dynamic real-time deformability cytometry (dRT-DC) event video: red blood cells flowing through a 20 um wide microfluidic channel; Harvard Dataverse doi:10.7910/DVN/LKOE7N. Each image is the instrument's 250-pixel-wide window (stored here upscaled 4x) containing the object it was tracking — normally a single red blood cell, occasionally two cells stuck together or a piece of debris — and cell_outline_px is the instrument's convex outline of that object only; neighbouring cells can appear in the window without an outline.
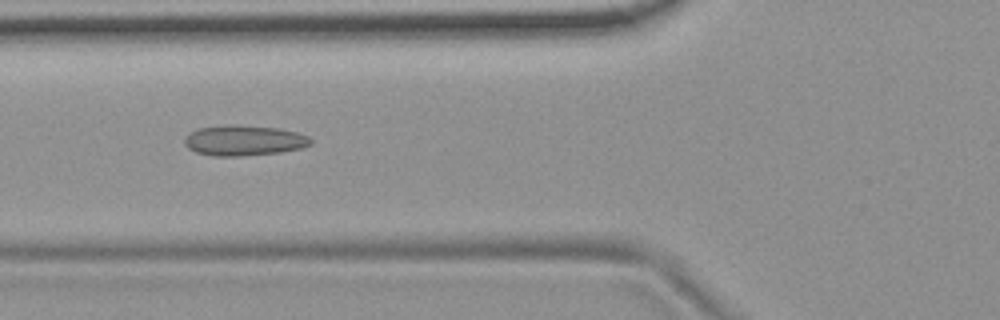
{"species": "common noctule bat (a hibernating species)", "species_latin": "Nyctalus noctula", "temperature_condition": "room temperature", "stored_images_in_passage": 54, "camera_frame_rate_fps": 3000, "um_per_image_px": 0.085, "animal": {"sex": "female", "body_mass_g": 19.9}, "frame": {"image": 1, "passage_image": 20, "time_ms": 6.333, "image_size_px": [1000, 320], "cell_outline_px": [[312, 144], [300, 148], [280, 152], [236, 156], [212, 156], [196, 152], [188, 148], [184, 144], [184, 140], [192, 132], [200, 128], [228, 124], [232, 124], [276, 128], [296, 132], [308, 136], [312, 140]], "centroid_in_image_um": [20.74, 11.94], "position_along_channel_um": 105.1, "area_um2": 22.14}}
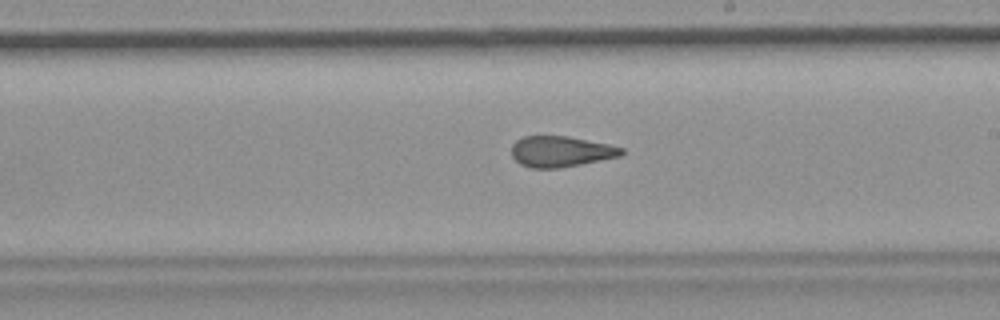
{"frame": {"image": 2, "passage_image": 31, "time_ms": 10.0, "image_size_px": [1000, 320], "cell_outline_px": [[624, 152], [620, 156], [560, 168], [532, 168], [520, 164], [512, 156], [512, 144], [516, 140], [524, 136], [568, 136], [608, 144], [624, 148]], "centroid_in_image_um": [47.65, 12.87], "position_along_channel_um": 241.3, "area_um2": 19.65}}
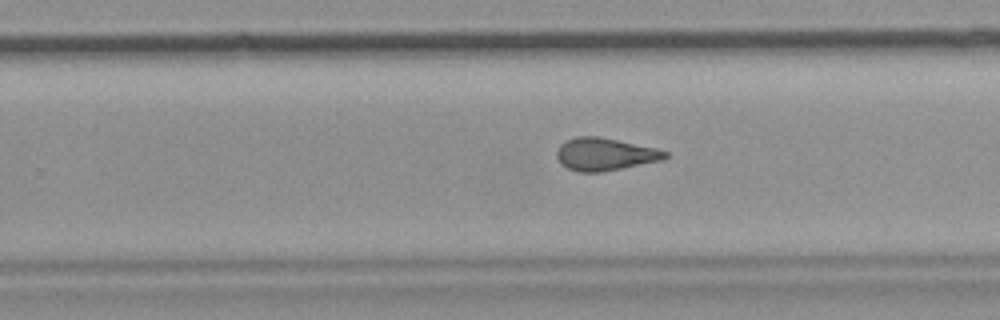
{"frame": {"image": 3, "passage_image": 34, "time_ms": 11.0, "image_size_px": [1000, 320], "cell_outline_px": [[668, 156], [664, 160], [600, 172], [576, 172], [560, 164], [556, 156], [556, 152], [560, 144], [576, 136], [600, 136], [656, 148], [668, 152]], "centroid_in_image_um": [51.41, 13.11], "position_along_channel_um": 278.4, "area_um2": 20.69}, "authors_computed_cell_mechanics": {"area_um2": 21.1259, "velocity_mm_per_s": 3.7195, "shape_relaxation_time_tau1_ms": null, "shape_relaxation_time_tau2_ms": 1.9608, "deformation_change_tau1": null, "deformation_change_tau2": 0.0967}}